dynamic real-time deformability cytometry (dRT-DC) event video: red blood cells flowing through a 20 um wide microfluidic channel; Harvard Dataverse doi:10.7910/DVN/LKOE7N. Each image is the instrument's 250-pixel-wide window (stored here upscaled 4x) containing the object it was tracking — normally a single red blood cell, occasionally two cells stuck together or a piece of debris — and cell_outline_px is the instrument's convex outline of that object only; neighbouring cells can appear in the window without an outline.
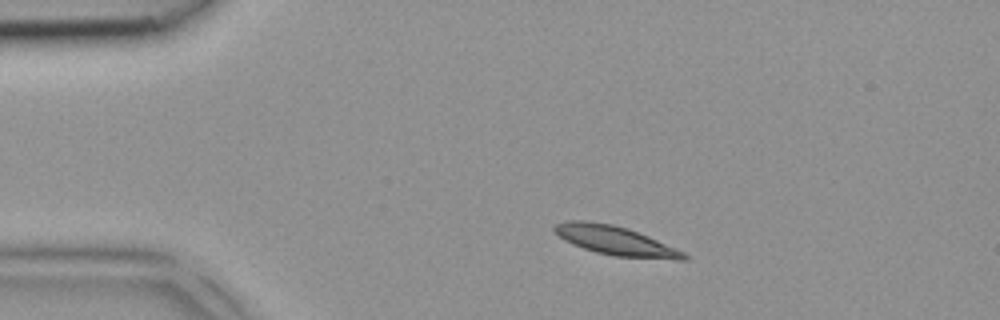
{"species": "common noctule bat (a hibernating species)", "species_latin": "Nyctalus noctula", "temperature_condition": "room temperature", "stored_images_in_passage": 3, "camera_frame_rate_fps": 3000, "um_per_image_px": 0.085, "animal": {"sex": "female", "body_mass_g": 18.4}, "frame": {"image": 1, "passage_image": 1, "time_ms": 0.0, "image_size_px": [1000, 320], "cell_outline_px": [[688, 260], [676, 260], [612, 256], [596, 252], [572, 244], [564, 240], [552, 232], [552, 228], [556, 224], [568, 220], [588, 220], [612, 224], [628, 228], [648, 236], [676, 248], [684, 252], [688, 256]], "centroid_in_image_um": [52.29, 20.45], "position_along_channel_um": 32.7, "area_um2": 22.2}}
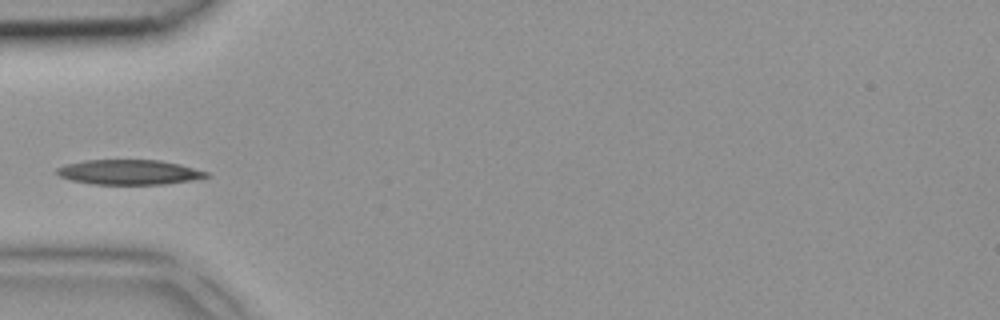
{"frame": {"image": 2, "passage_image": 3, "time_ms": 0.667, "image_size_px": [1000, 320], "cell_outline_px": [[212, 176], [192, 180], [164, 184], [92, 184], [72, 180], [60, 176], [56, 172], [56, 168], [68, 164], [84, 160], [160, 160], [180, 164], [208, 172]], "centroid_in_image_um": [11.01, 14.63], "position_along_channel_um": 74.0, "area_um2": 21.62}}